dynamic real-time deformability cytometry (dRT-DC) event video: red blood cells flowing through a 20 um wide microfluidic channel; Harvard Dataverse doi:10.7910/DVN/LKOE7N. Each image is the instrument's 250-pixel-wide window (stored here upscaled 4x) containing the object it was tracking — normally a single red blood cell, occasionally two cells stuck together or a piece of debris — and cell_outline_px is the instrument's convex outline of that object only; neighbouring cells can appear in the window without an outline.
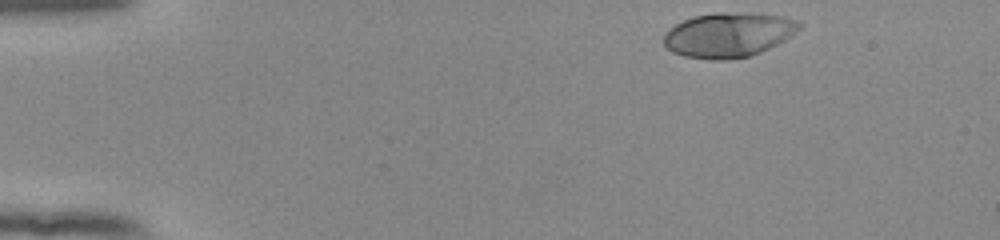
{"species": "human", "species_latin": "Homo sapiens", "temperature_condition": "room temperature", "stored_images_in_passage": 11, "camera_frame_rate_fps": 3000, "um_per_image_px": 0.085, "donor": {"sex": "female"}, "frame": {"image": 1, "passage_image": 1, "time_ms": 0.0, "image_size_px": [1000, 240], "cell_outline_px": [[804, 24], [796, 32], [784, 40], [760, 52], [748, 56], [724, 60], [716, 60], [684, 56], [672, 52], [664, 44], [664, 36], [676, 24], [692, 16], [716, 12], [752, 12], [784, 16], [800, 20]], "centroid_in_image_um": [61.97, 2.93], "position_along_channel_um": 23.0, "area_um2": 35.37}}